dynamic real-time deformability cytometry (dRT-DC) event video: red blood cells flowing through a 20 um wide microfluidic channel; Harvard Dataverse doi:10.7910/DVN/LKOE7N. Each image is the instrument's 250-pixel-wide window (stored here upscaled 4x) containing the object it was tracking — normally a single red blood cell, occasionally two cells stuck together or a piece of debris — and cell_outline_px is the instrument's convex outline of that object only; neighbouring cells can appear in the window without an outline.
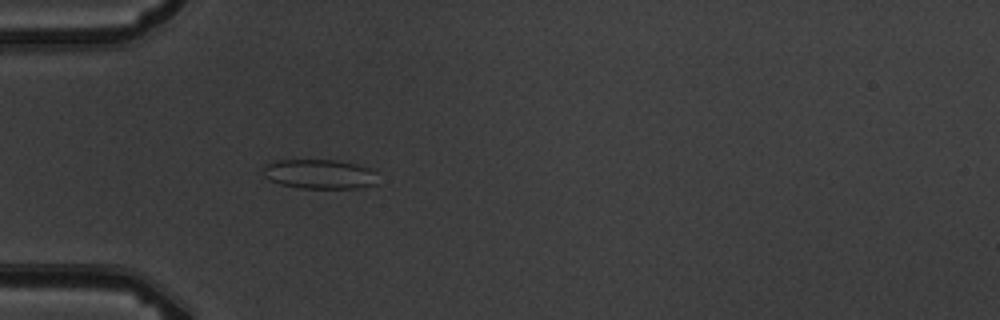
{"species": "common noctule bat (a hibernating species)", "species_latin": "Nyctalus noctula", "temperature_condition": "warm", "stored_images_in_passage": 1, "camera_frame_rate_fps": 3000, "um_per_image_px": 0.085, "animal": {"sex": "male", "body_mass_g": 19.5, "forearm_length_mm": 54.6}, "frame": {"image": 1, "passage_image": 1, "time_ms": 0.0, "image_size_px": [1000, 320], "cell_outline_px": [[376, 184], [356, 188], [300, 188], [280, 184], [264, 176], [264, 164], [276, 160], [336, 160], [356, 164], [368, 168], [376, 172]], "centroid_in_image_um": [27.15, 14.79], "position_along_channel_um": 57.8, "area_um2": 19.59}}